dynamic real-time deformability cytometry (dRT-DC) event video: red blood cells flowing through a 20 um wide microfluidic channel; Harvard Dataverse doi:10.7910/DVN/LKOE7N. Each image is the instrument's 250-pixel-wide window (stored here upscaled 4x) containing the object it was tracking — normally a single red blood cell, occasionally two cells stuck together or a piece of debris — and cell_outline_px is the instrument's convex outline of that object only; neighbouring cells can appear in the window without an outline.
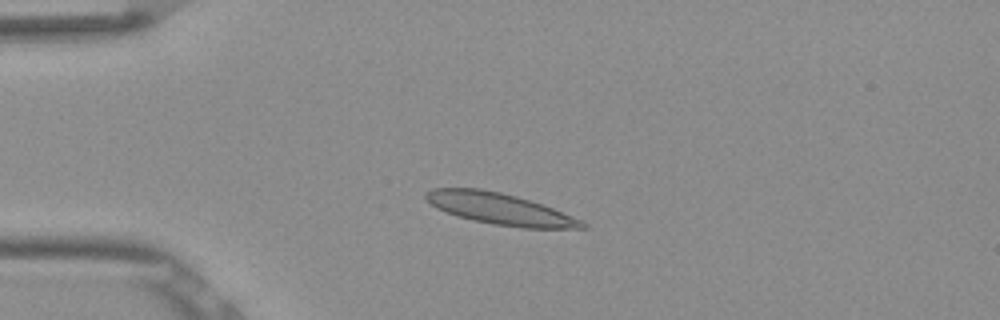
{"species": "Egyptian fruit bat (a non-hibernating species)", "species_latin": "Rousettus aegyptiacus", "temperature_condition": "room temperature", "stored_images_in_passage": 45, "camera_frame_rate_fps": 3000, "um_per_image_px": 0.085, "frame": {"image": 1, "passage_image": 5, "time_ms": 1.333, "image_size_px": [1000, 320], "cell_outline_px": [[588, 228], [524, 228], [496, 224], [472, 220], [456, 216], [436, 208], [424, 196], [432, 188], [480, 188], [500, 192], [516, 196], [544, 204], [580, 220], [588, 224]], "centroid_in_image_um": [42.5, 17.75], "position_along_channel_um": 42.5, "area_um2": 28.38}}
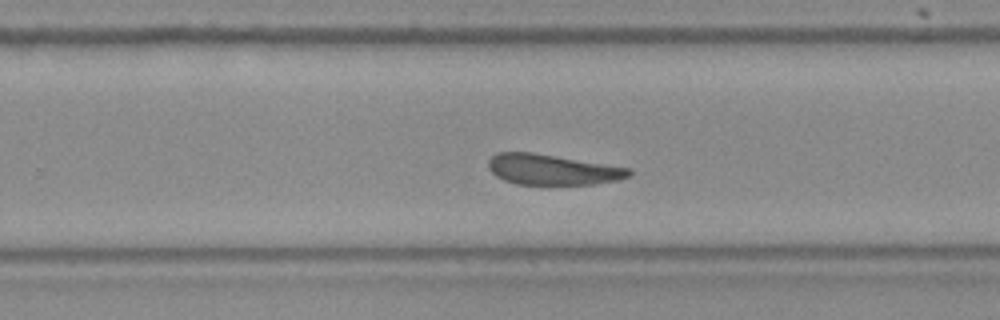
{"frame": {"image": 2, "passage_image": 26, "time_ms": 8.333, "image_size_px": [1000, 320], "cell_outline_px": [[632, 176], [616, 180], [592, 184], [516, 184], [504, 180], [496, 176], [488, 168], [488, 160], [496, 152], [532, 152], [632, 168]], "centroid_in_image_um": [46.95, 14.41], "position_along_channel_um": 282.9, "area_um2": 25.03}}
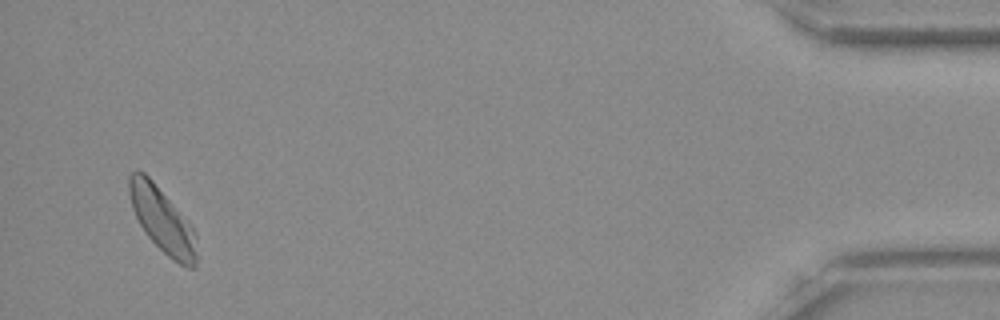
{"frame": {"image": 3, "passage_image": 43, "time_ms": 14.0, "image_size_px": [1000, 320], "cell_outline_px": [[196, 268], [188, 268], [172, 260], [148, 236], [140, 224], [132, 208], [128, 192], [128, 176], [136, 168], [144, 172], [152, 180], [188, 220], [196, 232]], "centroid_in_image_um": [13.79, 18.68], "position_along_channel_um": 421.4, "area_um2": 25.55}, "authors_computed_cell_mechanics": {"area_um2": 26.1256, "velocity_mm_per_s": 3.81, "shape_relaxation_time_tau1_ms": null, "shape_relaxation_time_tau2_ms": 2.7986, "deformation_change_tau1": null, "deformation_change_tau2": 0.0821}}